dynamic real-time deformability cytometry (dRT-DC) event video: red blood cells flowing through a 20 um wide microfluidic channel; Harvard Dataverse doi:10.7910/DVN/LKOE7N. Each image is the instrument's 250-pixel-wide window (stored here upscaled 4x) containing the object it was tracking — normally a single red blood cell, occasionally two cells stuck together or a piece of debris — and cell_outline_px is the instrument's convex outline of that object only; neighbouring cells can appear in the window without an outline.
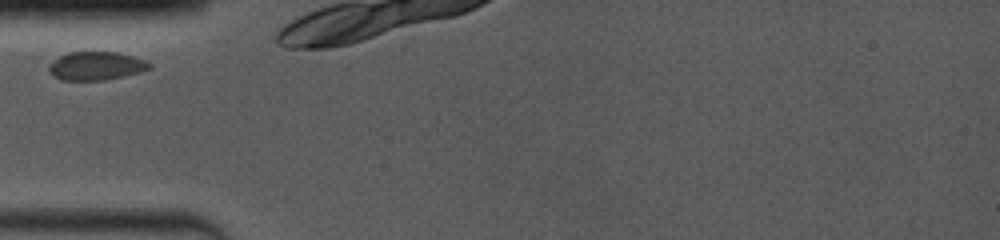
{"species": "common noctule bat (a hibernating species)", "species_latin": "Nyctalus noctula", "temperature_condition": "room temperature", "stored_images_in_passage": 37, "camera_frame_rate_fps": 4000, "um_per_image_px": 0.085, "animal": {"sex": "female", "body_mass_g": 19.0, "forearm_length_mm": 53.3}, "frame": {"image": 1, "passage_image": 1, "time_ms": 0.0, "image_size_px": [1000, 240], "cell_outline_px": [[152, 68], [140, 72], [124, 76], [104, 80], [60, 80], [48, 72], [48, 64], [60, 56], [68, 52], [116, 52], [132, 56], [144, 60], [152, 64]], "centroid_in_image_um": [8.15, 5.61], "position_along_channel_um": 76.8, "area_um2": 16.7}}
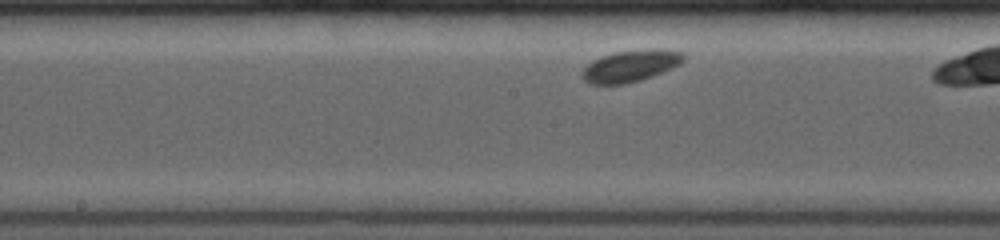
{"frame": {"image": 2, "passage_image": 18, "time_ms": 3.25, "image_size_px": [1000, 240], "cell_outline_px": [[684, 60], [680, 64], [672, 68], [652, 76], [640, 80], [624, 84], [588, 84], [580, 76], [580, 72], [592, 60], [600, 56], [616, 52], [680, 52], [684, 56]], "centroid_in_image_um": [53.45, 5.68], "position_along_channel_um": 194.7, "area_um2": 17.8}}
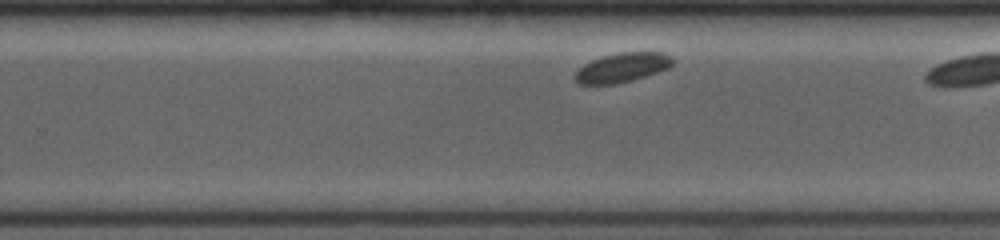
{"frame": {"image": 3, "passage_image": 30, "time_ms": 5.5, "image_size_px": [1000, 240], "cell_outline_px": [[676, 60], [668, 68], [632, 80], [616, 84], [580, 84], [576, 80], [576, 72], [584, 64], [592, 60], [604, 56], [620, 52], [664, 52], [672, 56]], "centroid_in_image_um": [52.94, 5.73], "position_along_channel_um": 276.9, "area_um2": 16.53}}